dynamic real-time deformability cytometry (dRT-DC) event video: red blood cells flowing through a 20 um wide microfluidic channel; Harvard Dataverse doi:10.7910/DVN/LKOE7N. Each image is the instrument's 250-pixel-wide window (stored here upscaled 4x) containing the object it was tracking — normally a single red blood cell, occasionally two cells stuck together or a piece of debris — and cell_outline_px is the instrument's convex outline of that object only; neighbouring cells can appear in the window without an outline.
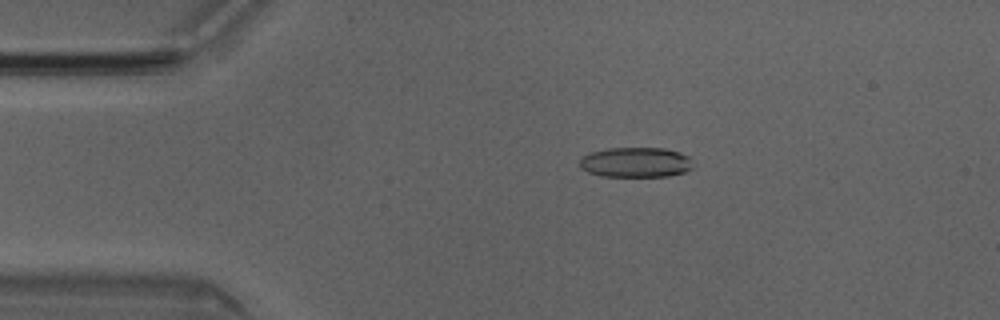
{"species": "Egyptian fruit bat (a non-hibernating species)", "species_latin": "Rousettus aegyptiacus", "temperature_condition": "room temperature", "stored_images_in_passage": 32, "camera_frame_rate_fps": 3000, "um_per_image_px": 0.085, "animal": {"sex": "male"}, "frame": {"image": 1, "passage_image": 2, "time_ms": 0.333, "image_size_px": [1000, 320], "cell_outline_px": [[692, 168], [684, 172], [668, 176], [604, 176], [588, 172], [580, 168], [580, 156], [592, 152], [608, 148], [664, 148], [680, 152], [688, 156]], "centroid_in_image_um": [54.01, 13.79], "position_along_channel_um": 31.0, "area_um2": 19.77}}
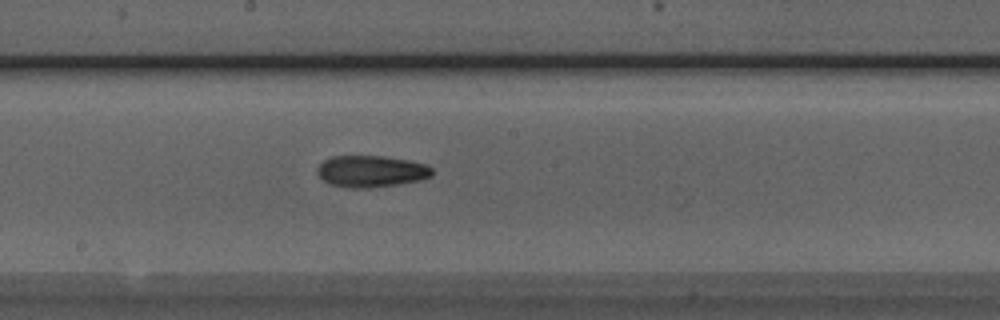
{"frame": {"image": 2, "passage_image": 19, "time_ms": 6.0, "image_size_px": [1000, 320], "cell_outline_px": [[432, 176], [420, 180], [396, 184], [368, 188], [348, 188], [328, 184], [316, 172], [316, 168], [324, 160], [332, 156], [384, 156], [408, 160], [428, 164], [432, 168]], "centroid_in_image_um": [31.54, 14.56], "position_along_channel_um": 216.7, "area_um2": 21.27}}
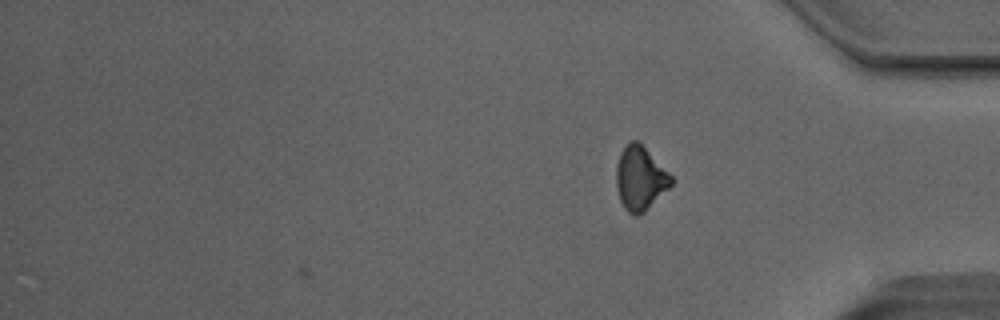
{"frame": {"image": 3, "passage_image": 32, "time_ms": 10.333, "image_size_px": [1000, 320], "cell_outline_px": [[672, 184], [644, 212], [636, 216], [632, 216], [624, 208], [620, 200], [616, 184], [616, 168], [620, 152], [632, 140], [636, 140], [672, 176]], "centroid_in_image_um": [54.38, 15.19], "position_along_channel_um": 380.8, "area_um2": 19.94}, "authors_computed_cell_mechanics": {"area_um2": 20.6635, "velocity_mm_per_s": 4.0617, "shape_relaxation_time_tau1_ms": 5.1756, "shape_relaxation_time_tau2_ms": 7.0489, "deformation_change_tau1": 0.1284, "deformation_change_tau2": 0.1621}}